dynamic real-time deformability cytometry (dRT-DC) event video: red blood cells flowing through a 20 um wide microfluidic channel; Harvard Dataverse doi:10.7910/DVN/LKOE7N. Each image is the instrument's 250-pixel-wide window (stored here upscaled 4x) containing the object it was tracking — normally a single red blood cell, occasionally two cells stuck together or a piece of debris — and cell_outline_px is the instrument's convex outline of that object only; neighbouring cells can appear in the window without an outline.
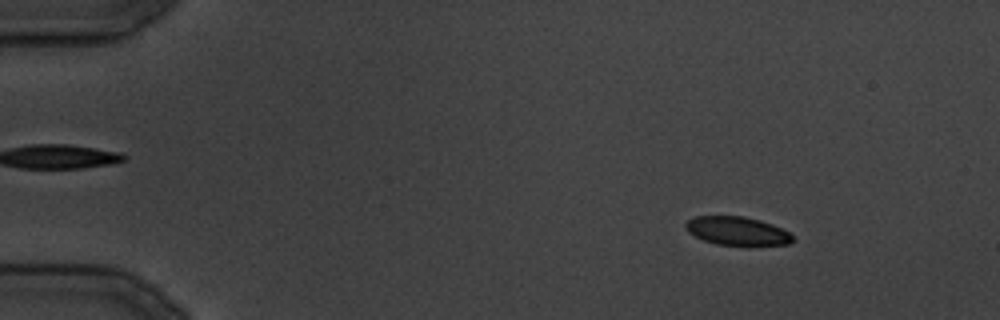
{"species": "common noctule bat (a hibernating species)", "species_latin": "Nyctalus noctula", "temperature_condition": "cold", "stored_images_in_passage": 26, "camera_frame_rate_fps": 3000, "um_per_image_px": 0.085, "animal": {"sex": "male", "body_mass_g": 19.5, "forearm_length_mm": 54.6}, "frame": {"image": 1, "passage_image": 5, "time_ms": 4.333, "image_size_px": [1000, 320], "cell_outline_px": [[796, 240], [788, 244], [748, 248], [716, 244], [704, 240], [688, 232], [684, 228], [684, 224], [688, 220], [696, 216], [744, 216], [760, 220], [772, 224], [788, 232]], "centroid_in_image_um": [62.69, 19.68], "position_along_channel_um": 22.3, "area_um2": 18.5}}
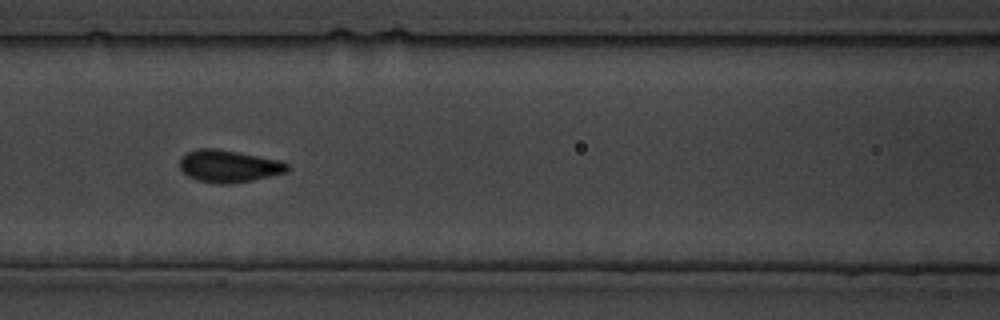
{"frame": {"image": 2, "passage_image": 16, "time_ms": 18.0, "image_size_px": [1000, 320], "cell_outline_px": [[288, 172], [252, 180], [228, 184], [216, 184], [196, 180], [188, 176], [180, 168], [180, 160], [188, 152], [196, 148], [216, 148], [240, 152], [280, 160], [288, 164]], "centroid_in_image_um": [19.45, 14.12], "position_along_channel_um": 147.2, "area_um2": 20.29}}
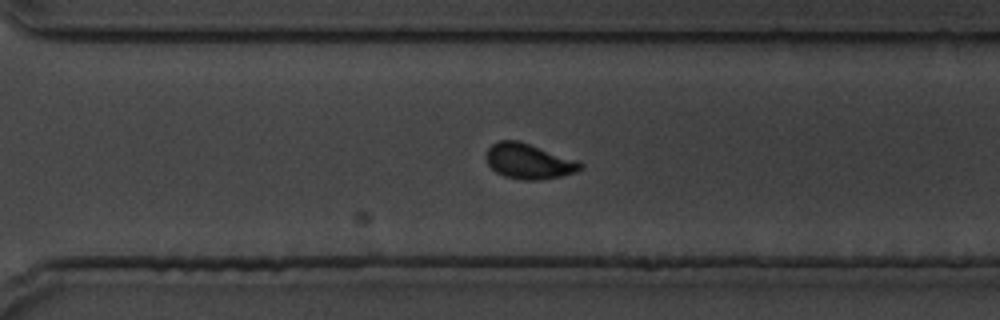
{"frame": {"image": 3, "passage_image": 25, "time_ms": 29.333, "image_size_px": [1000, 320], "cell_outline_px": [[584, 168], [576, 172], [560, 176], [540, 180], [520, 180], [504, 176], [496, 172], [488, 164], [484, 156], [488, 148], [492, 144], [500, 140], [520, 140], [580, 160], [584, 164]], "centroid_in_image_um": [44.98, 13.69], "position_along_channel_um": 325.6, "area_um2": 19.88}}